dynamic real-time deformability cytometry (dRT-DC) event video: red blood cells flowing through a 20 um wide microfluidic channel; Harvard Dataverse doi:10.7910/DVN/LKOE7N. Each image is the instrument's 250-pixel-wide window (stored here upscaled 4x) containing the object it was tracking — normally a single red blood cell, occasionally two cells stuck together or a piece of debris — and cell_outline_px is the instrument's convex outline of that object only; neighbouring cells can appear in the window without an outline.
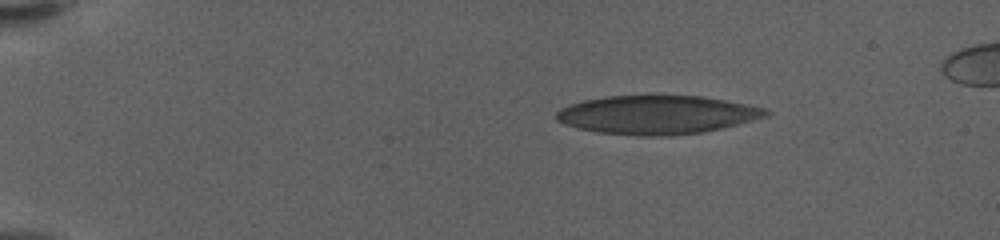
{"species": "human", "species_latin": "Homo sapiens", "temperature_condition": "warm", "stored_images_in_passage": 50, "camera_frame_rate_fps": 3000, "um_per_image_px": 0.085, "donor": {"sex": "female"}, "frame": {"image": 1, "passage_image": 1, "time_ms": 0.0, "image_size_px": [1000, 240], "cell_outline_px": [[772, 112], [768, 116], [704, 132], [660, 136], [640, 136], [600, 132], [576, 128], [564, 124], [556, 120], [556, 112], [560, 108], [568, 104], [584, 100], [608, 96], [700, 96], [724, 100], [768, 108]], "centroid_in_image_um": [55.83, 9.75], "position_along_channel_um": 29.2, "area_um2": 46.99}}
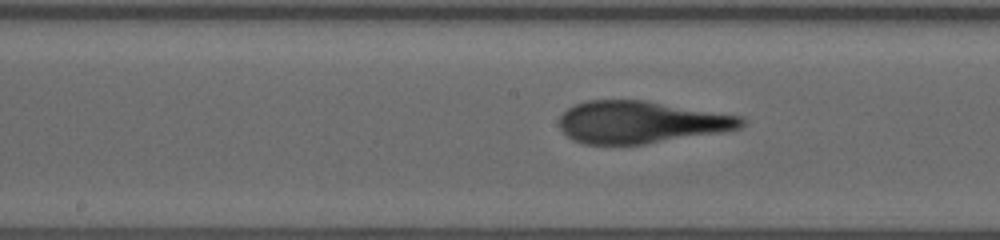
{"frame": {"image": 2, "passage_image": 23, "time_ms": 7.333, "image_size_px": [1000, 240], "cell_outline_px": [[748, 120], [740, 128], [724, 132], [644, 144], [584, 144], [572, 140], [560, 128], [560, 116], [568, 108], [576, 104], [588, 100], [644, 100], [744, 116]], "centroid_in_image_um": [54.53, 10.38], "position_along_channel_um": 193.7, "area_um2": 44.97}}
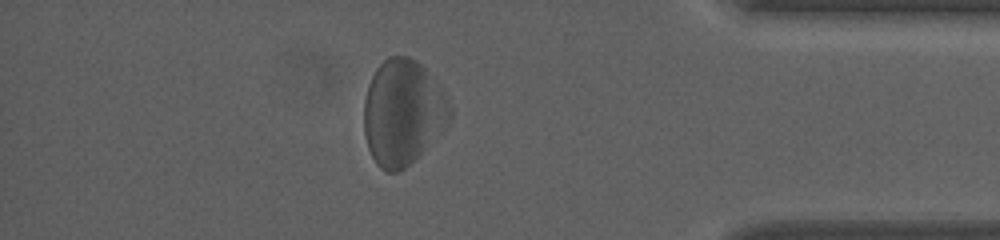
{"frame": {"image": 3, "passage_image": 43, "time_ms": 14.0, "image_size_px": [1000, 240], "cell_outline_px": [[452, 116], [448, 124], [404, 168], [396, 172], [384, 172], [376, 164], [368, 148], [364, 132], [364, 100], [368, 84], [376, 68], [388, 56], [408, 56], [416, 60], [440, 84], [452, 108]], "centroid_in_image_um": [34.23, 9.52], "position_along_channel_um": 401.0, "area_um2": 52.71}, "authors_computed_cell_mechanics": {"area_um2": 47.2804, "velocity_mm_per_s": 3.4892, "shape_relaxation_time_tau1_ms": 3.3746, "shape_relaxation_time_tau2_ms": 1.4264, "deformation_change_tau1": 0.1584, "deformation_change_tau2": 0.1103}}